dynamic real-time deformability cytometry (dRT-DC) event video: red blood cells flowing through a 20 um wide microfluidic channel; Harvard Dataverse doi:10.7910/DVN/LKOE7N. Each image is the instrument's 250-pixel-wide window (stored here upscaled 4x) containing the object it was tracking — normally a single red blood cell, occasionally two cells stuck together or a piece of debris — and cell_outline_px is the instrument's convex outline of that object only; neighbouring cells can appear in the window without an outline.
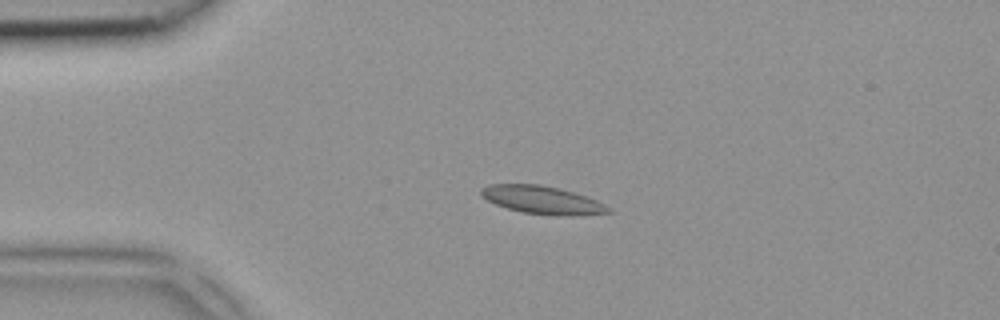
{"species": "common noctule bat (a hibernating species)", "species_latin": "Nyctalus noctula", "temperature_condition": "room temperature", "stored_images_in_passage": 4, "camera_frame_rate_fps": 3000, "um_per_image_px": 0.085, "animal": {"sex": "female", "body_mass_g": 18.4}, "frame": {"image": 1, "passage_image": 4, "time_ms": 1.0, "image_size_px": [1000, 320], "cell_outline_px": [[612, 212], [552, 216], [524, 212], [508, 208], [496, 204], [480, 196], [480, 188], [488, 184], [540, 184], [560, 188], [588, 196], [612, 208]], "centroid_in_image_um": [46.07, 16.98], "position_along_channel_um": 38.9, "area_um2": 20.69}}